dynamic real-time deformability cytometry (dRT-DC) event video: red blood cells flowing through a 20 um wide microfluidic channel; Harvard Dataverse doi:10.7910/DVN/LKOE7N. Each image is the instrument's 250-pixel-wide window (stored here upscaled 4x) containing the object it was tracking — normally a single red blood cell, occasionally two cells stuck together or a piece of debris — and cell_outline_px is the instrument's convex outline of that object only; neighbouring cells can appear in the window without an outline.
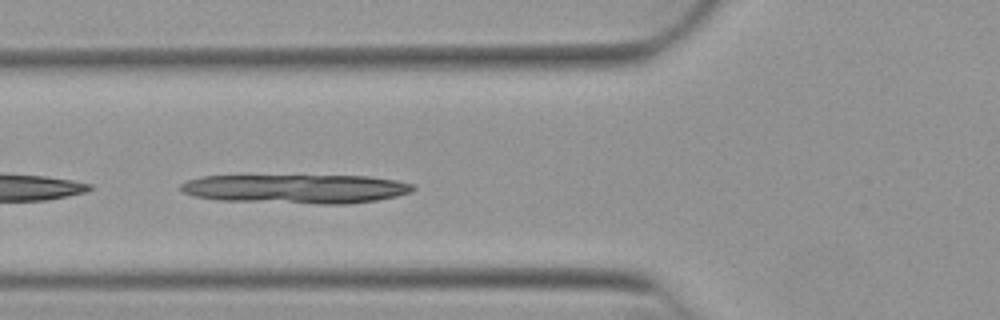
{"species": "Egyptian fruit bat (a non-hibernating species)", "species_latin": "Rousettus aegyptiacus", "temperature_condition": "warm", "stored_images_in_passage": 50, "camera_frame_rate_fps": 3000, "um_per_image_px": 0.085, "animal": {"sex": "female"}, "frame": {"image": 1, "passage_image": 18, "time_ms": 5.667, "image_size_px": [1000, 320], "cell_outline_px": [[416, 188], [412, 192], [396, 196], [376, 200], [344, 204], [320, 204], [224, 200], [196, 196], [184, 192], [180, 188], [180, 184], [188, 180], [204, 176], [368, 176], [396, 180], [412, 184]], "centroid_in_image_um": [25.22, 16.05], "position_along_channel_um": 100.6, "area_um2": 39.02}}
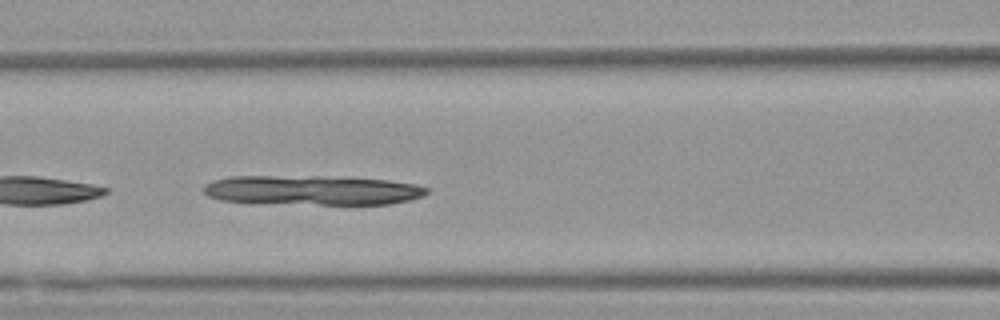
{"frame": {"image": 2, "passage_image": 21, "time_ms": 6.667, "image_size_px": [1000, 320], "cell_outline_px": [[428, 192], [424, 196], [408, 200], [388, 204], [320, 204], [220, 200], [208, 196], [204, 192], [204, 184], [212, 180], [232, 176], [316, 176], [388, 180], [416, 184], [428, 188]], "centroid_in_image_um": [26.56, 16.15], "position_along_channel_um": 140.0, "area_um2": 38.03}}
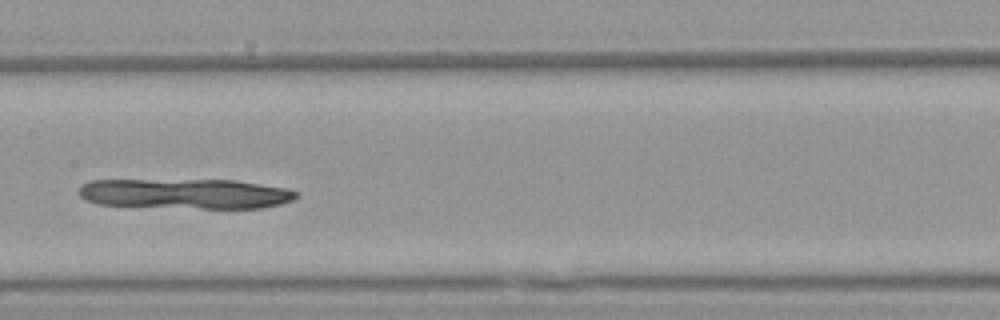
{"frame": {"image": 3, "passage_image": 25, "time_ms": 8.0, "image_size_px": [1000, 320], "cell_outline_px": [[296, 196], [292, 200], [280, 204], [260, 208], [200, 208], [100, 204], [88, 200], [80, 196], [80, 188], [88, 180], [236, 180], [288, 188], [296, 192]], "centroid_in_image_um": [15.8, 16.45], "position_along_channel_um": 191.6, "area_um2": 37.74}}